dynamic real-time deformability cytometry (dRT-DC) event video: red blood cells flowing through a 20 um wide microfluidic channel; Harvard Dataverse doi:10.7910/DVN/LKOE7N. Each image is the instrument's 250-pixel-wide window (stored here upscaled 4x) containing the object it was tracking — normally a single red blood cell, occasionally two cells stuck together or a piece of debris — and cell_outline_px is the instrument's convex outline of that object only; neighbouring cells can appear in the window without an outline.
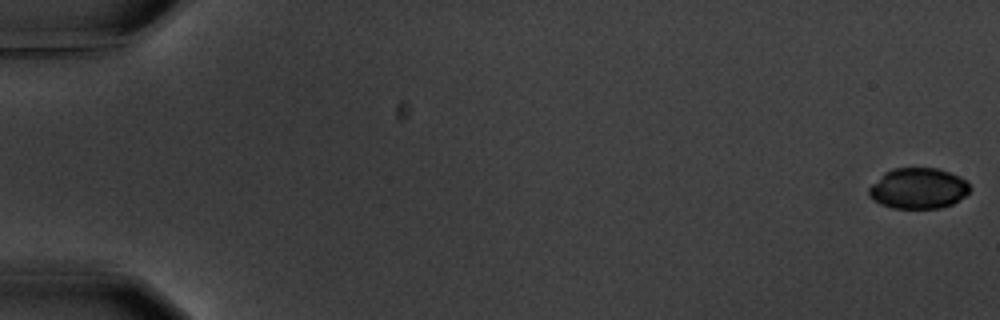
{"species": "common noctule bat (a hibernating species)", "species_latin": "Nyctalus noctula", "temperature_condition": "warm", "stored_images_in_passage": 7, "camera_frame_rate_fps": 3000, "um_per_image_px": 0.085, "animal": {"sex": "male", "body_mass_g": 20.1, "forearm_length_mm": 53.5}, "frame": {"image": 1, "passage_image": 1, "time_ms": 0.0, "image_size_px": [1000, 320], "cell_outline_px": [[972, 188], [964, 196], [952, 204], [940, 208], [892, 208], [880, 204], [868, 196], [868, 188], [884, 172], [892, 168], [936, 168], [960, 176]], "centroid_in_image_um": [78.02, 16.01], "position_along_channel_um": 7.0, "area_um2": 23.99}}
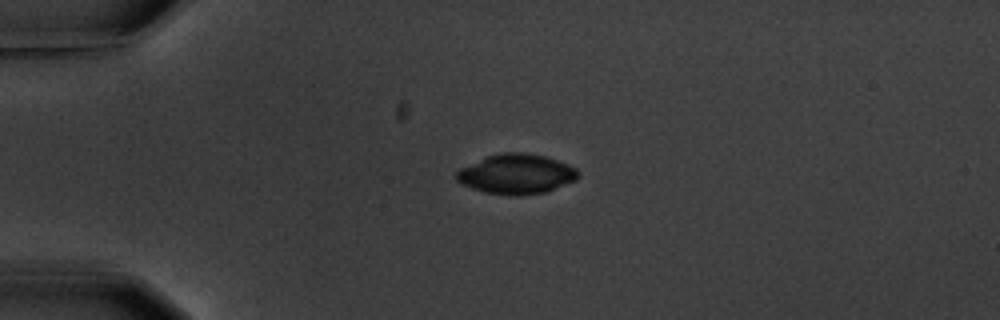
{"frame": {"image": 2, "passage_image": 5, "time_ms": 4.667, "image_size_px": [1000, 320], "cell_outline_px": [[580, 176], [576, 180], [544, 192], [520, 196], [512, 196], [484, 192], [460, 184], [456, 180], [456, 172], [460, 168], [488, 156], [504, 152], [520, 152], [544, 156], [568, 164], [576, 168], [580, 172]], "centroid_in_image_um": [43.89, 14.8], "position_along_channel_um": 41.1, "area_um2": 28.21}}
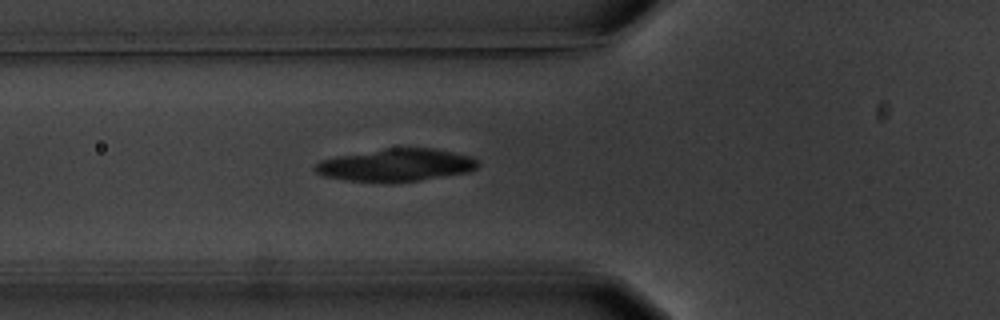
{"frame": {"image": 3, "passage_image": 7, "time_ms": 7.0, "image_size_px": [1000, 320], "cell_outline_px": [[480, 164], [476, 168], [468, 172], [420, 180], [392, 184], [384, 184], [344, 180], [324, 176], [316, 172], [312, 168], [320, 160], [340, 156], [384, 148], [432, 148], [472, 156]], "centroid_in_image_um": [33.65, 14.06], "position_along_channel_um": 92.2, "area_um2": 31.27}}